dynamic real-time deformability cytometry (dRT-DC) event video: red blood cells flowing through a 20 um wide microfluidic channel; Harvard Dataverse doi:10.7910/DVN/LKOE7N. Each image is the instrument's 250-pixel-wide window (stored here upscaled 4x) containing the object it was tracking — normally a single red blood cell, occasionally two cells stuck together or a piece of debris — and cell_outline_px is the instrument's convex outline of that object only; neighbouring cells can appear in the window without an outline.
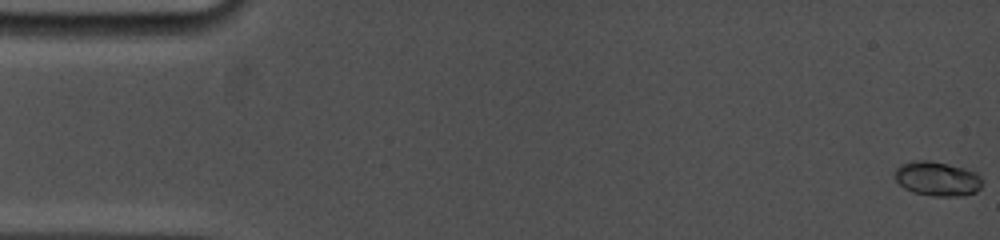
{"species": "common noctule bat (a hibernating species)", "species_latin": "Nyctalus noctula", "temperature_condition": "cold", "stored_images_in_passage": 62, "camera_frame_rate_fps": 5000, "um_per_image_px": 0.085, "animal": {"sex": "female", "body_mass_g": 19.0, "forearm_length_mm": 53.3}, "frame": {"image": 1, "passage_image": 1, "time_ms": 0.0, "image_size_px": [1000, 240], "cell_outline_px": [[984, 180], [980, 188], [976, 192], [964, 196], [932, 196], [912, 192], [904, 188], [892, 176], [896, 168], [900, 164], [916, 160], [928, 160], [948, 164], [964, 168], [976, 172]], "centroid_in_image_um": [79.66, 15.19], "position_along_channel_um": 5.3, "area_um2": 17.86}}
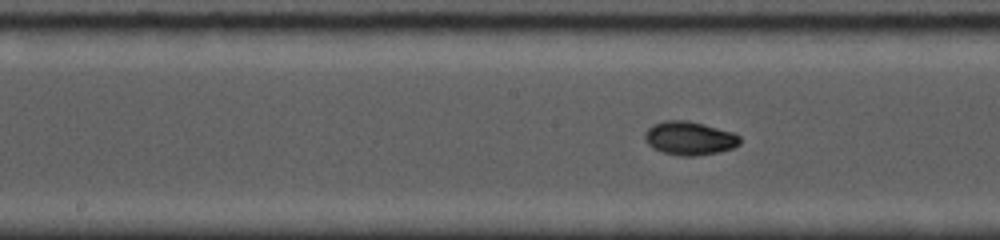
{"frame": {"image": 2, "passage_image": 29, "time_ms": 8.6, "image_size_px": [1000, 240], "cell_outline_px": [[740, 144], [732, 148], [720, 152], [696, 156], [680, 156], [664, 152], [652, 148], [644, 140], [644, 132], [652, 124], [664, 120], [688, 120], [704, 124], [732, 132], [740, 136]], "centroid_in_image_um": [58.58, 11.74], "position_along_channel_um": 189.6, "area_um2": 18.79}}
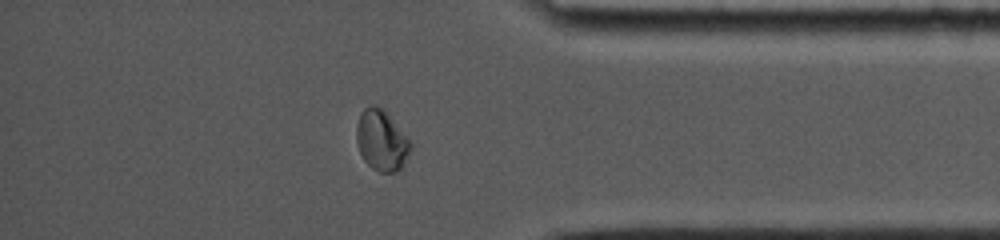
{"frame": {"image": 3, "passage_image": 52, "time_ms": 14.4, "image_size_px": [1000, 240], "cell_outline_px": [[412, 148], [404, 168], [396, 172], [380, 172], [372, 168], [364, 160], [360, 152], [356, 140], [356, 124], [364, 108], [372, 104], [384, 108], [412, 144]], "centroid_in_image_um": [32.45, 11.95], "position_along_channel_um": 402.7, "area_um2": 19.36}, "authors_computed_cell_mechanics": {"area_um2": 17.5134, "velocity_mm_per_s": 3.7816, "shape_relaxation_time_tau1_ms": 5.1924, "shape_relaxation_time_tau2_ms": null, "deformation_change_tau1": 0.1757, "deformation_change_tau2": null}}